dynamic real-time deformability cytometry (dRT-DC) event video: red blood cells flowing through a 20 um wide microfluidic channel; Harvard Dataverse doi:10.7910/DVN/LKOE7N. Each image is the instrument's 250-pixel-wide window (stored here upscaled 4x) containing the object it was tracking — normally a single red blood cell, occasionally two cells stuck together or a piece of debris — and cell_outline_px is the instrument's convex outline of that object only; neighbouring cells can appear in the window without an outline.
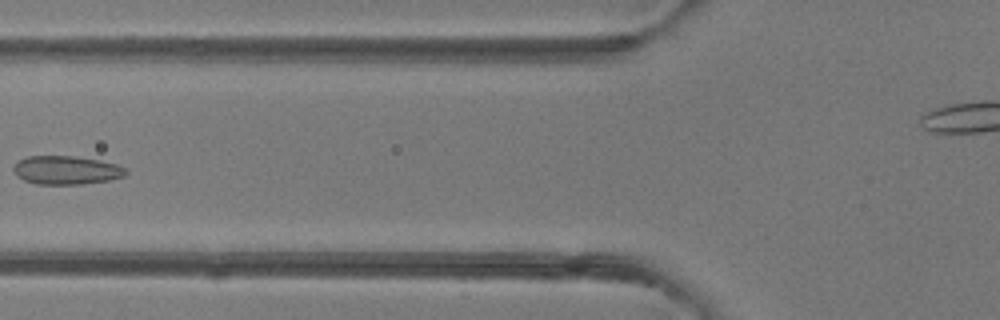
{"species": "common noctule bat (a hibernating species)", "species_latin": "Nyctalus noctula", "temperature_condition": "room temperature", "stored_images_in_passage": 5, "camera_frame_rate_fps": 3000, "um_per_image_px": 0.085, "animal": {"sex": "female"}, "frame": {"image": 1, "passage_image": 5, "time_ms": 4.667, "image_size_px": [1000, 320], "cell_outline_px": [[128, 172], [124, 176], [108, 180], [80, 184], [36, 184], [24, 180], [16, 176], [12, 168], [20, 160], [28, 156], [76, 156], [100, 160], [116, 164], [128, 168]], "centroid_in_image_um": [5.65, 14.46], "position_along_channel_um": 120.1, "area_um2": 18.73}}